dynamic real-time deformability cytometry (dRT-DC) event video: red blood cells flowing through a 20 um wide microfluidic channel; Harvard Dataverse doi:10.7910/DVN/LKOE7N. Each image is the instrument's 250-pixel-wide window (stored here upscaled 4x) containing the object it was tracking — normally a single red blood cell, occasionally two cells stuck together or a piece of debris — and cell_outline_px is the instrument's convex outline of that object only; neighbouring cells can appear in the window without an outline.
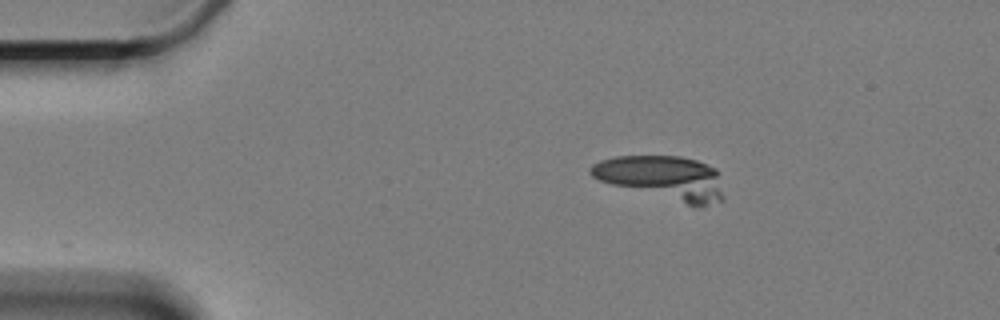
{"species": "Egyptian fruit bat (a non-hibernating species)", "species_latin": "Rousettus aegyptiacus", "temperature_condition": "cold", "stored_images_in_passage": 7, "camera_frame_rate_fps": 3000, "um_per_image_px": 0.085, "animal": {"sex": "female"}, "frame": {"image": 1, "passage_image": 1, "time_ms": 0.0, "image_size_px": [1000, 320], "cell_outline_px": [[724, 200], [696, 208], [692, 208], [612, 184], [600, 180], [592, 176], [588, 172], [592, 164], [600, 160], [616, 156], [680, 156], [696, 160], [716, 168], [720, 172], [724, 196]], "centroid_in_image_um": [56.4, 15.15], "position_along_channel_um": 28.6, "area_um2": 34.85}}